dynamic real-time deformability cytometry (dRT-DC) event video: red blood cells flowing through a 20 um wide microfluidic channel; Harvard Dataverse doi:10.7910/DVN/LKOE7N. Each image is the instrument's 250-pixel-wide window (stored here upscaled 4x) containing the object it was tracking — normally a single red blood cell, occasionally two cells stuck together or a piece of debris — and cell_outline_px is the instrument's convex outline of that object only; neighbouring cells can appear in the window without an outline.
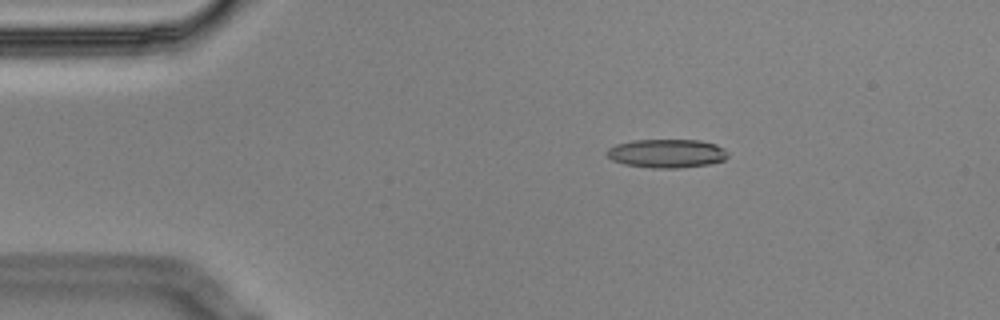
{"species": "Egyptian fruit bat (a non-hibernating species)", "species_latin": "Rousettus aegyptiacus", "temperature_condition": "cold", "stored_images_in_passage": 4, "camera_frame_rate_fps": 3000, "um_per_image_px": 0.085, "animal": {"sex": "male"}, "frame": {"image": 1, "passage_image": 3, "time_ms": 0.667, "image_size_px": [1000, 320], "cell_outline_px": [[728, 156], [724, 160], [708, 164], [680, 168], [652, 168], [624, 164], [612, 160], [604, 152], [608, 148], [616, 144], [632, 140], [700, 140], [716, 144], [724, 148], [728, 152]], "centroid_in_image_um": [56.67, 13.04], "position_along_channel_um": 28.3, "area_um2": 20.35}}